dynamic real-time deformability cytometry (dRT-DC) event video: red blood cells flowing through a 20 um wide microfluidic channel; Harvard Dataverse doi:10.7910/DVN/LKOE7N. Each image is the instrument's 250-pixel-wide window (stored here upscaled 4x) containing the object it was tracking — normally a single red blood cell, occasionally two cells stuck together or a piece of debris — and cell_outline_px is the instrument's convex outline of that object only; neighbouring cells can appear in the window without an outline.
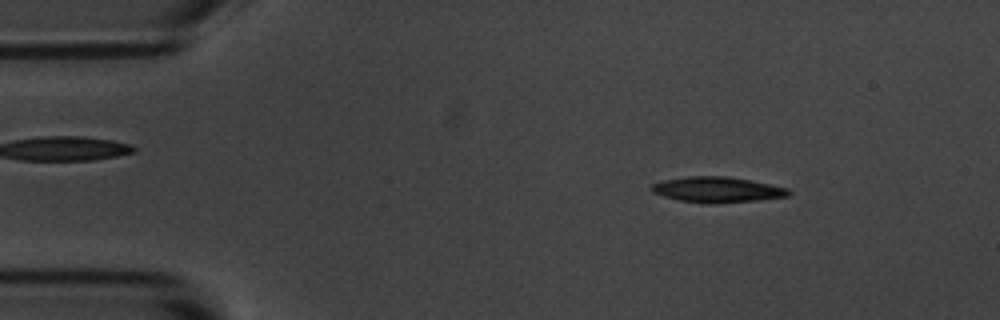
{"species": "common noctule bat (a hibernating species)", "species_latin": "Nyctalus noctula", "temperature_condition": "room temperature", "stored_images_in_passage": 54, "camera_frame_rate_fps": 3000, "um_per_image_px": 0.085, "animal": {"sex": "male", "body_mass_g": 20.1, "forearm_length_mm": 53.5}, "frame": {"image": 1, "passage_image": 7, "time_ms": 2.0, "image_size_px": [1000, 320], "cell_outline_px": [[792, 192], [788, 196], [756, 200], [716, 204], [704, 204], [680, 200], [664, 196], [652, 192], [652, 184], [664, 180], [688, 176], [728, 176], [788, 188]], "centroid_in_image_um": [60.96, 16.13], "position_along_channel_um": 24.0, "area_um2": 20.29}}
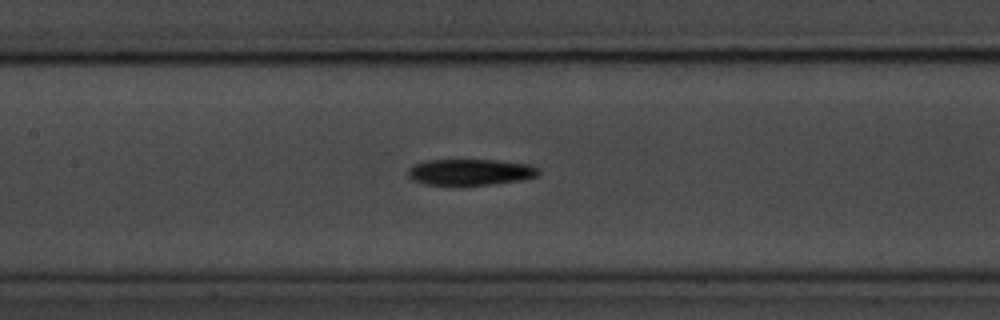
{"frame": {"image": 2, "passage_image": 24, "time_ms": 7.667, "image_size_px": [1000, 320], "cell_outline_px": [[540, 176], [520, 180], [492, 184], [424, 184], [412, 180], [408, 176], [408, 168], [412, 164], [428, 160], [496, 160], [528, 164], [540, 168]], "centroid_in_image_um": [39.99, 14.61], "position_along_channel_um": 167.4, "area_um2": 19.88}}
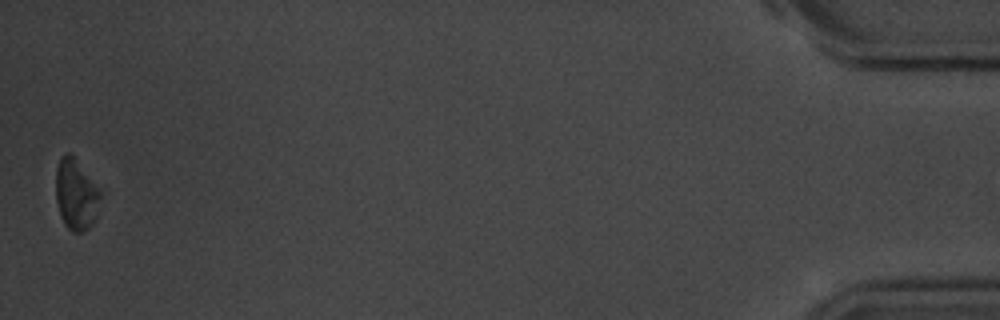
{"frame": {"image": 3, "passage_image": 53, "time_ms": 17.333, "image_size_px": [1000, 320], "cell_outline_px": [[100, 196], [96, 216], [92, 224], [88, 228], [80, 232], [72, 232], [64, 224], [60, 216], [56, 200], [56, 168], [60, 156], [68, 152], [72, 156], [100, 188]], "centroid_in_image_um": [6.44, 16.54], "position_along_channel_um": 428.8, "area_um2": 18.26}}